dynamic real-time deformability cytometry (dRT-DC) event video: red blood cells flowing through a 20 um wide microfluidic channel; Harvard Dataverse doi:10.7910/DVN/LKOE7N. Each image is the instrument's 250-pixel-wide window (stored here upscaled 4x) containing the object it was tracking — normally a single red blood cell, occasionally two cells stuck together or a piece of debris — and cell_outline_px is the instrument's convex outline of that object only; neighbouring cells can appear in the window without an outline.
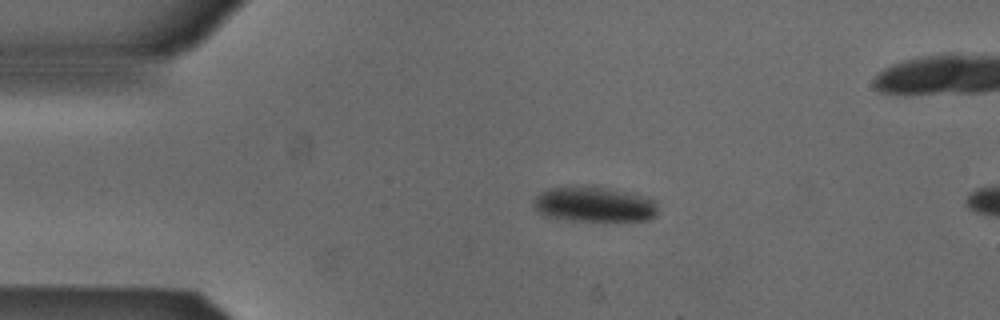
{"species": "Egyptian fruit bat (a non-hibernating species)", "species_latin": "Rousettus aegyptiacus", "temperature_condition": "cold", "stored_images_in_passage": 4, "camera_frame_rate_fps": 3000, "um_per_image_px": 0.085, "animal": {"sex": "male"}, "frame": {"image": 1, "passage_image": 2, "time_ms": 0.333, "image_size_px": [1000, 320], "cell_outline_px": [[656, 216], [648, 220], [572, 220], [548, 216], [540, 212], [532, 204], [536, 196], [540, 192], [548, 188], [576, 184], [592, 184], [632, 192], [656, 200]], "centroid_in_image_um": [50.51, 17.31], "position_along_channel_um": 34.5, "area_um2": 26.01}}